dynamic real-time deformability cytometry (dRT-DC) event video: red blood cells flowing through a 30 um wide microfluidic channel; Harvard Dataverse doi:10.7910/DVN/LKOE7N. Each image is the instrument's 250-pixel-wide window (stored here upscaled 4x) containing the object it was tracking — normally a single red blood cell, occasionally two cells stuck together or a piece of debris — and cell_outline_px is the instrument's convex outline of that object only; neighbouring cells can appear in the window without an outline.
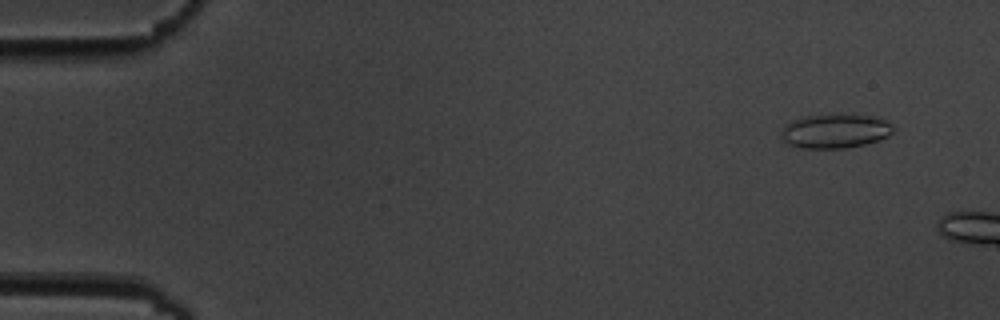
{"species": "common noctule bat (a hibernating species)", "species_latin": "Nyctalus noctula", "temperature_condition": "cold", "stored_images_in_passage": 2, "camera_frame_rate_fps": 3000, "um_per_image_px": 0.085, "animal": {"sex": "male", "body_mass_g": 19.5, "forearm_length_mm": 54.6}, "frame": {"image": 1, "passage_image": 1, "time_ms": 0.0, "image_size_px": [1000, 320], "cell_outline_px": [[892, 132], [888, 136], [880, 140], [864, 144], [844, 148], [800, 148], [784, 144], [780, 136], [784, 124], [792, 120], [804, 116], [872, 116], [884, 120], [892, 124]], "centroid_in_image_um": [70.91, 11.17], "position_along_channel_um": 14.1, "area_um2": 22.02}}